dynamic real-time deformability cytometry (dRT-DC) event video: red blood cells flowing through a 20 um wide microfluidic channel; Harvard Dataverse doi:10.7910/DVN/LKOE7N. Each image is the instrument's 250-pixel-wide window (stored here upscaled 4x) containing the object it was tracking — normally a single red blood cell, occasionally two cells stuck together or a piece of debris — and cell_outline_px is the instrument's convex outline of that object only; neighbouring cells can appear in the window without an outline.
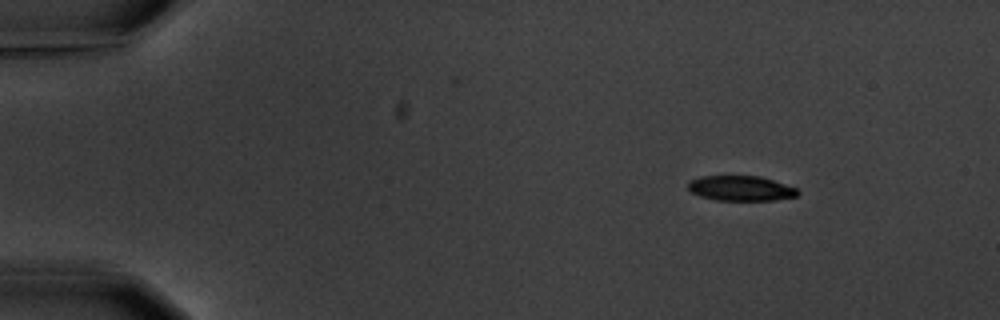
{"species": "common noctule bat (a hibernating species)", "species_latin": "Nyctalus noctula", "temperature_condition": "warm", "stored_images_in_passage": 5, "camera_frame_rate_fps": 3000, "um_per_image_px": 0.085, "animal": {"sex": "male", "body_mass_g": 20.1, "forearm_length_mm": 53.5}, "frame": {"image": 1, "passage_image": 2, "time_ms": 1.0, "image_size_px": [1000, 320], "cell_outline_px": [[800, 192], [796, 196], [772, 200], [716, 200], [700, 196], [692, 192], [688, 188], [688, 184], [692, 180], [700, 176], [760, 176], [796, 188]], "centroid_in_image_um": [62.96, 16.0], "position_along_channel_um": 22.0, "area_um2": 15.78}}
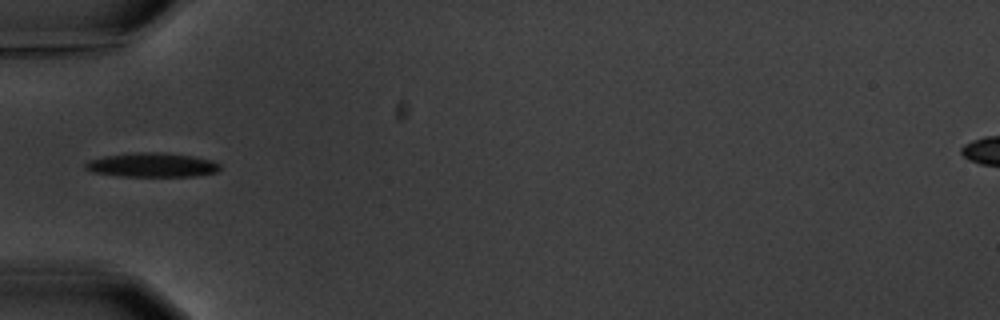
{"frame": {"image": 2, "passage_image": 5, "time_ms": 5.0, "image_size_px": [1000, 320], "cell_outline_px": [[220, 168], [216, 172], [196, 176], [120, 176], [92, 172], [84, 168], [84, 164], [88, 160], [104, 156], [136, 152], [160, 152], [196, 156], [212, 160], [220, 164]], "centroid_in_image_um": [12.92, 14.01], "position_along_channel_um": 72.1, "area_um2": 19.13}}